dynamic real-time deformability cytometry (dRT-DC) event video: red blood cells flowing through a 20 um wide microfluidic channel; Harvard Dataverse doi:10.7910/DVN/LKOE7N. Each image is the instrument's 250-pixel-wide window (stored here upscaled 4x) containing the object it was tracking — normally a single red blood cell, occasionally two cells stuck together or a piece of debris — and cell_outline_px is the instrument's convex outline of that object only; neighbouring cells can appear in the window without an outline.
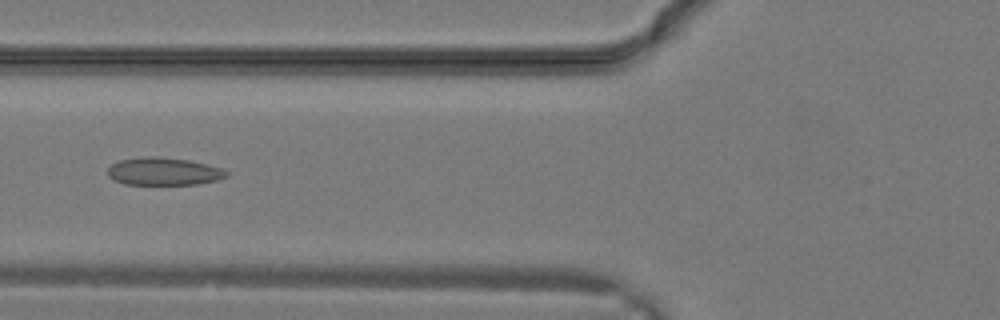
{"species": "common noctule bat (a hibernating species)", "species_latin": "Nyctalus noctula", "temperature_condition": "warm", "stored_images_in_passage": 26, "camera_frame_rate_fps": 3000, "um_per_image_px": 0.085, "animal": {"sex": "male", "body_mass_g": 19.2, "forearm_length_mm": 51.8}, "frame": {"image": 1, "passage_image": 7, "time_ms": 2.0, "image_size_px": [1000, 320], "cell_outline_px": [[228, 176], [216, 180], [196, 184], [124, 184], [112, 180], [108, 176], [108, 168], [112, 164], [120, 160], [144, 156], [152, 156], [188, 160], [208, 164], [220, 168], [228, 172]], "centroid_in_image_um": [13.88, 14.57], "position_along_channel_um": 111.9, "area_um2": 19.07}}
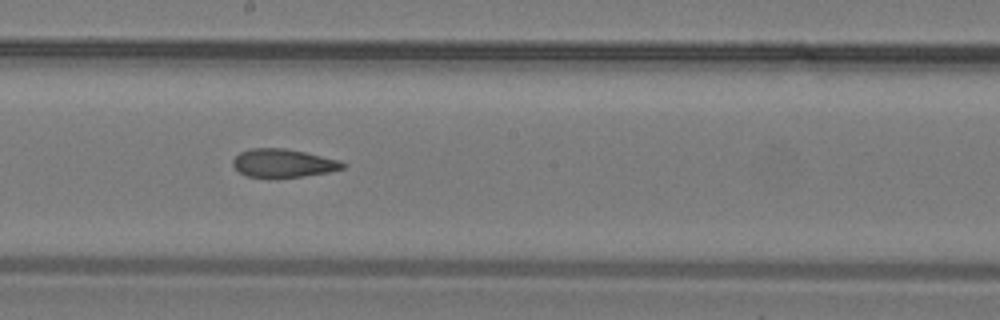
{"frame": {"image": 2, "passage_image": 12, "time_ms": 3.667, "image_size_px": [1000, 320], "cell_outline_px": [[348, 164], [344, 168], [328, 172], [304, 176], [268, 180], [244, 176], [232, 164], [232, 160], [240, 152], [252, 148], [284, 148], [304, 152], [340, 160]], "centroid_in_image_um": [24.05, 13.9], "position_along_channel_um": 224.2, "area_um2": 18.67}}
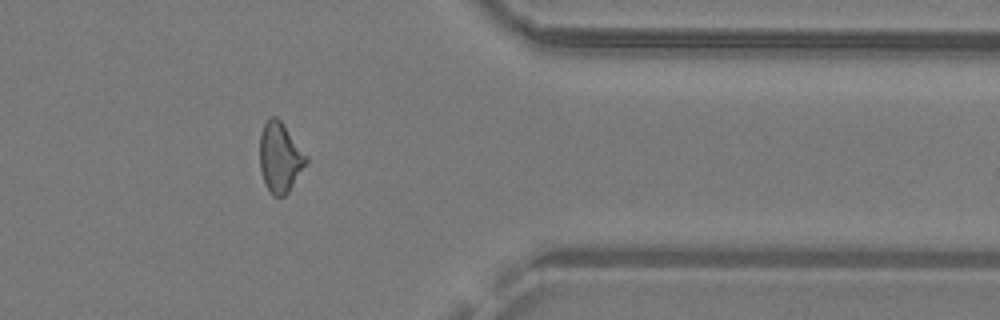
{"frame": {"image": 3, "passage_image": 20, "time_ms": 6.333, "image_size_px": [1000, 320], "cell_outline_px": [[308, 160], [288, 192], [284, 196], [272, 196], [264, 184], [260, 172], [260, 132], [268, 116], [276, 116], [284, 124], [308, 156]], "centroid_in_image_um": [23.78, 13.36], "position_along_channel_um": 387.6, "area_um2": 19.07}}